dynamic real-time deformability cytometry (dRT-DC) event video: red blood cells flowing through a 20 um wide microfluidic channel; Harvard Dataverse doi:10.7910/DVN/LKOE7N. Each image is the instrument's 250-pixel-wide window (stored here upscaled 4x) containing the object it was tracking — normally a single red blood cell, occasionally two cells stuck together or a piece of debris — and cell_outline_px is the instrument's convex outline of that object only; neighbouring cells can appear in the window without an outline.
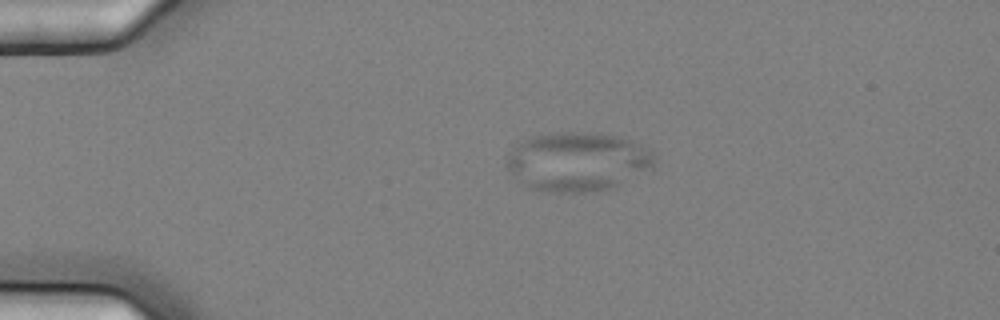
{"species": "common noctule bat (a hibernating species)", "species_latin": "Nyctalus noctula", "temperature_condition": "cold", "stored_images_in_passage": 3, "camera_frame_rate_fps": 3000, "um_per_image_px": 0.085, "animal": {"sex": "female", "body_mass_g": 25.1}, "frame": {"image": 1, "passage_image": 1, "time_ms": 0.0, "image_size_px": [1000, 320], "cell_outline_px": [[656, 160], [652, 168], [612, 188], [596, 192], [540, 192], [524, 184], [504, 164], [508, 152], [516, 144], [532, 136], [556, 132], [588, 132], [620, 136], [632, 140], [640, 144], [652, 152]], "centroid_in_image_um": [49.09, 13.73], "position_along_channel_um": 35.9, "area_um2": 51.15}}